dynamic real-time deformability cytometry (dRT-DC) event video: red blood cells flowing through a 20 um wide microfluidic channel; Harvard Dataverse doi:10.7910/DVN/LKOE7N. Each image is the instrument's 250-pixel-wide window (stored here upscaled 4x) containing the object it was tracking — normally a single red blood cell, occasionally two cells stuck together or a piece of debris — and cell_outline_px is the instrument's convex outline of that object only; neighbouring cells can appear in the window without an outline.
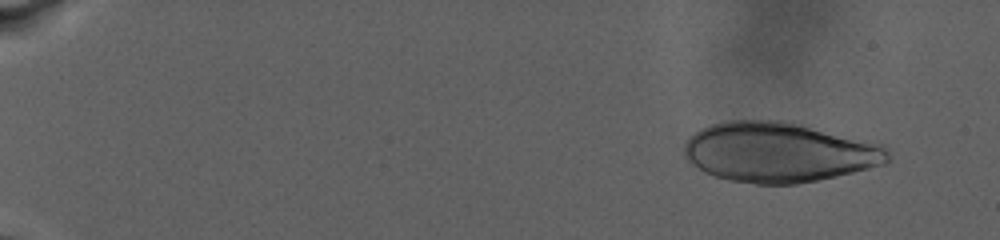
{"species": "human", "species_latin": "Homo sapiens", "temperature_condition": "warm", "stored_images_in_passage": 49, "camera_frame_rate_fps": 3000, "um_per_image_px": 0.085, "donor": {"sex": "male"}, "frame": {"image": 1, "passage_image": 1, "time_ms": 0.0, "image_size_px": [1000, 240], "cell_outline_px": [[892, 148], [888, 160], [884, 164], [820, 180], [796, 184], [756, 184], [728, 180], [704, 172], [692, 164], [684, 156], [684, 144], [696, 132], [712, 124], [728, 120], [792, 120], [884, 144]], "centroid_in_image_um": [66.29, 12.92], "position_along_channel_um": 18.7, "area_um2": 72.02}}